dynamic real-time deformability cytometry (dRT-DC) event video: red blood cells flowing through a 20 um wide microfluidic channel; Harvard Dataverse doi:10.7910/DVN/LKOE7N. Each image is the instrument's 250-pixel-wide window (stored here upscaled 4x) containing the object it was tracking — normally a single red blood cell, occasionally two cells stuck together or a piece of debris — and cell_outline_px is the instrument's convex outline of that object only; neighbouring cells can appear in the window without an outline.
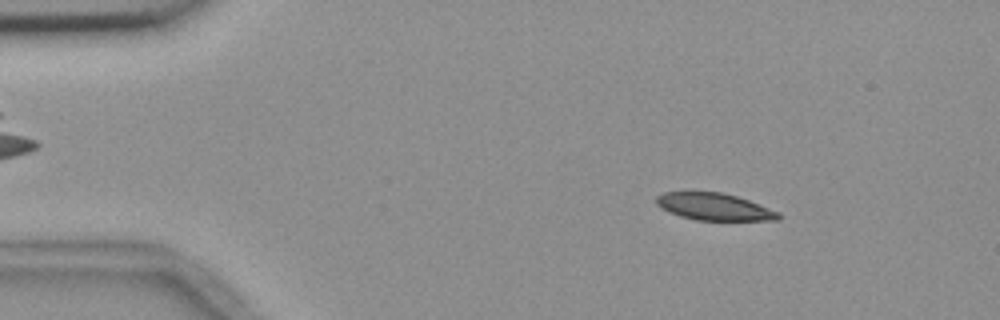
{"species": "common noctule bat (a hibernating species)", "species_latin": "Nyctalus noctula", "temperature_condition": "room temperature", "stored_images_in_passage": 55, "camera_frame_rate_fps": 3000, "um_per_image_px": 0.085, "animal": {"sex": "female", "body_mass_g": 18.4}, "frame": {"image": 1, "passage_image": 8, "time_ms": 2.333, "image_size_px": [1000, 320], "cell_outline_px": [[780, 220], [696, 220], [680, 216], [668, 212], [660, 208], [656, 204], [656, 196], [664, 192], [720, 192], [736, 196], [748, 200], [780, 212]], "centroid_in_image_um": [60.68, 17.58], "position_along_channel_um": 24.3, "area_um2": 19.25}}
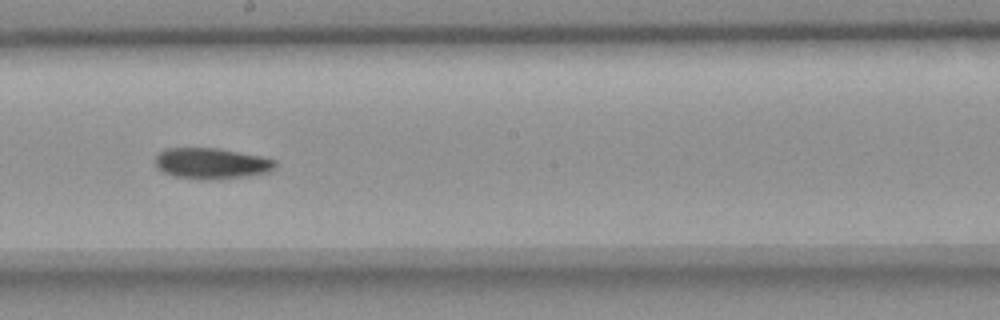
{"frame": {"image": 2, "passage_image": 31, "time_ms": 10.0, "image_size_px": [1000, 320], "cell_outline_px": [[276, 168], [268, 172], [244, 176], [208, 180], [200, 180], [172, 176], [156, 168], [156, 156], [164, 148], [220, 148], [260, 156], [276, 160]], "centroid_in_image_um": [17.96, 13.89], "position_along_channel_um": 230.2, "area_um2": 21.73}}
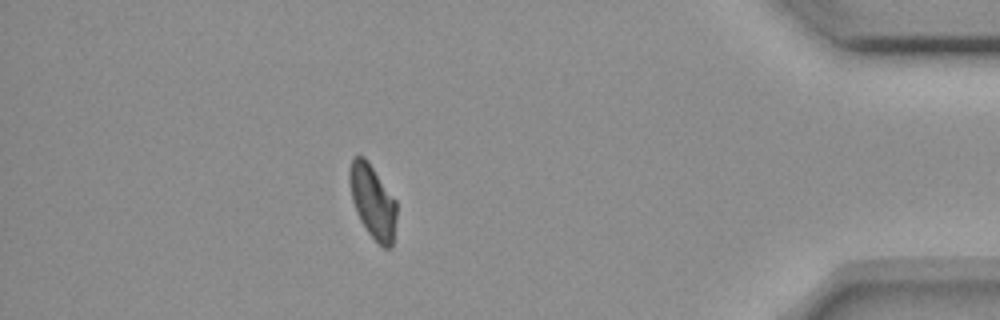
{"frame": {"image": 3, "passage_image": 49, "time_ms": 16.0, "image_size_px": [1000, 320], "cell_outline_px": [[396, 220], [392, 248], [384, 248], [368, 232], [360, 220], [356, 212], [352, 200], [348, 180], [348, 172], [352, 160], [356, 156], [364, 156], [396, 200]], "centroid_in_image_um": [31.67, 17.13], "position_along_channel_um": 403.5, "area_um2": 20.06}}